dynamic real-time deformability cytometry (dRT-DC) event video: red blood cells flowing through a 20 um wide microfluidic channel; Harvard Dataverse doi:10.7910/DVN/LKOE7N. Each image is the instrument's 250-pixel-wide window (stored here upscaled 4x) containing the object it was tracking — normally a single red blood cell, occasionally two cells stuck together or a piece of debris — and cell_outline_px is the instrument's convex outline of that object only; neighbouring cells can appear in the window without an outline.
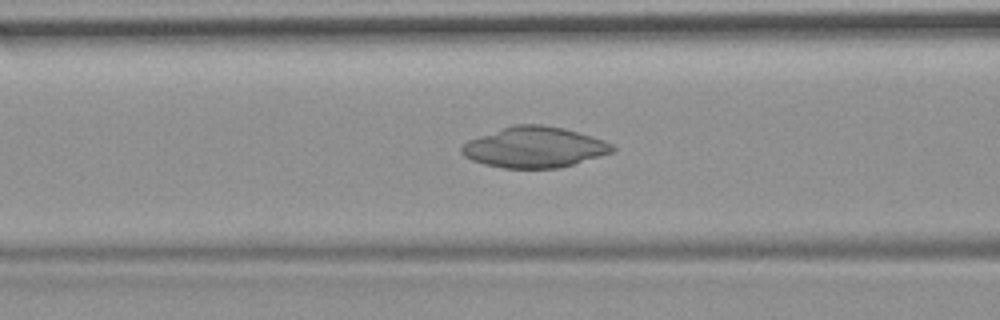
{"species": "common noctule bat (a hibernating species)", "species_latin": "Nyctalus noctula", "temperature_condition": "room temperature", "stored_images_in_passage": 53, "camera_frame_rate_fps": 3000, "um_per_image_px": 0.085, "animal": {"sex": "female", "body_mass_g": 19.9}, "frame": {"image": 1, "passage_image": 21, "time_ms": 6.667, "image_size_px": [1000, 320], "cell_outline_px": [[616, 148], [612, 152], [560, 168], [504, 168], [484, 164], [472, 160], [464, 156], [460, 152], [460, 148], [468, 140], [512, 124], [540, 124], [564, 128], [592, 136], [604, 140], [612, 144]], "centroid_in_image_um": [45.41, 12.51], "position_along_channel_um": 121.2, "area_um2": 35.72}}
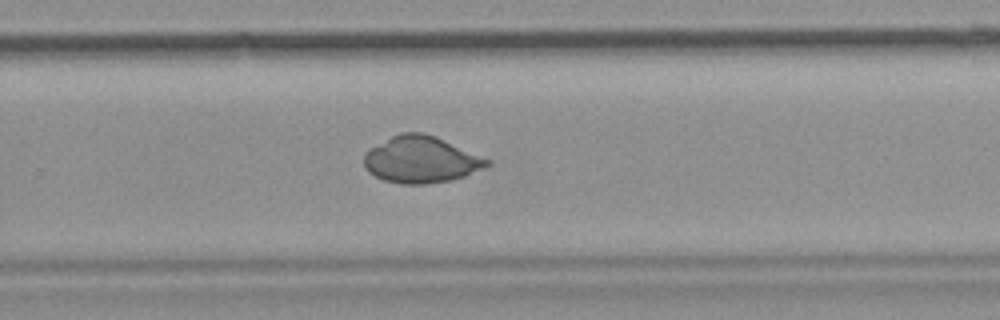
{"frame": {"image": 2, "passage_image": 35, "time_ms": 11.333, "image_size_px": [1000, 320], "cell_outline_px": [[492, 164], [464, 176], [452, 180], [424, 184], [400, 184], [384, 180], [368, 172], [364, 168], [364, 156], [372, 148], [392, 136], [400, 132], [424, 132], [436, 136], [492, 160]], "centroid_in_image_um": [35.82, 13.57], "position_along_channel_um": 294.0, "area_um2": 33.41}}
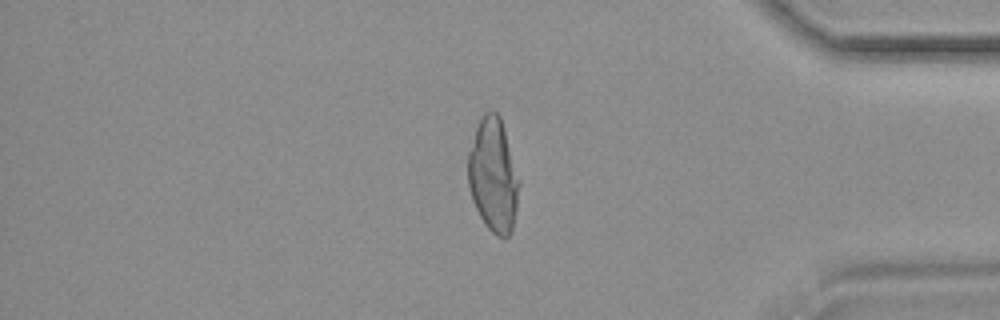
{"frame": {"image": 3, "passage_image": 45, "time_ms": 14.667, "image_size_px": [1000, 320], "cell_outline_px": [[520, 184], [512, 232], [504, 240], [496, 236], [484, 224], [472, 200], [468, 188], [468, 152], [480, 116], [484, 112], [496, 112], [500, 116], [504, 128], [520, 180]], "centroid_in_image_um": [41.93, 14.93], "position_along_channel_um": 393.3, "area_um2": 34.1}}